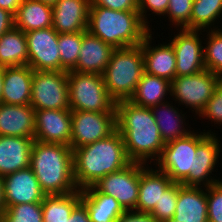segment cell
<instances>
[{
    "label": "cell",
    "mask_w": 222,
    "mask_h": 222,
    "mask_svg": "<svg viewBox=\"0 0 222 222\" xmlns=\"http://www.w3.org/2000/svg\"><path fill=\"white\" fill-rule=\"evenodd\" d=\"M81 202V190L69 194L45 195L42 201L43 222H66Z\"/></svg>",
    "instance_id": "f546056e"
},
{
    "label": "cell",
    "mask_w": 222,
    "mask_h": 222,
    "mask_svg": "<svg viewBox=\"0 0 222 222\" xmlns=\"http://www.w3.org/2000/svg\"><path fill=\"white\" fill-rule=\"evenodd\" d=\"M170 43L176 57V77L195 75L205 70L204 46L199 31L180 29Z\"/></svg>",
    "instance_id": "5bb4252c"
},
{
    "label": "cell",
    "mask_w": 222,
    "mask_h": 222,
    "mask_svg": "<svg viewBox=\"0 0 222 222\" xmlns=\"http://www.w3.org/2000/svg\"><path fill=\"white\" fill-rule=\"evenodd\" d=\"M90 6H101L115 11H138V0H91Z\"/></svg>",
    "instance_id": "ab89813d"
},
{
    "label": "cell",
    "mask_w": 222,
    "mask_h": 222,
    "mask_svg": "<svg viewBox=\"0 0 222 222\" xmlns=\"http://www.w3.org/2000/svg\"><path fill=\"white\" fill-rule=\"evenodd\" d=\"M131 162L123 137L116 130L107 138L73 149L75 184L79 190L93 186L101 178Z\"/></svg>",
    "instance_id": "7a4b0ae2"
},
{
    "label": "cell",
    "mask_w": 222,
    "mask_h": 222,
    "mask_svg": "<svg viewBox=\"0 0 222 222\" xmlns=\"http://www.w3.org/2000/svg\"><path fill=\"white\" fill-rule=\"evenodd\" d=\"M203 50L205 68L222 78V29L207 32Z\"/></svg>",
    "instance_id": "d6a6232c"
},
{
    "label": "cell",
    "mask_w": 222,
    "mask_h": 222,
    "mask_svg": "<svg viewBox=\"0 0 222 222\" xmlns=\"http://www.w3.org/2000/svg\"><path fill=\"white\" fill-rule=\"evenodd\" d=\"M183 186L179 183L174 219L179 222H208L207 187Z\"/></svg>",
    "instance_id": "603a6c76"
},
{
    "label": "cell",
    "mask_w": 222,
    "mask_h": 222,
    "mask_svg": "<svg viewBox=\"0 0 222 222\" xmlns=\"http://www.w3.org/2000/svg\"><path fill=\"white\" fill-rule=\"evenodd\" d=\"M179 183H173L163 194L150 214L158 221L164 222L173 217L176 211Z\"/></svg>",
    "instance_id": "e575fe53"
},
{
    "label": "cell",
    "mask_w": 222,
    "mask_h": 222,
    "mask_svg": "<svg viewBox=\"0 0 222 222\" xmlns=\"http://www.w3.org/2000/svg\"><path fill=\"white\" fill-rule=\"evenodd\" d=\"M115 222H158L150 213L126 210Z\"/></svg>",
    "instance_id": "60d3db41"
},
{
    "label": "cell",
    "mask_w": 222,
    "mask_h": 222,
    "mask_svg": "<svg viewBox=\"0 0 222 222\" xmlns=\"http://www.w3.org/2000/svg\"><path fill=\"white\" fill-rule=\"evenodd\" d=\"M82 32L58 34L60 71H71L79 59Z\"/></svg>",
    "instance_id": "1f68e13d"
},
{
    "label": "cell",
    "mask_w": 222,
    "mask_h": 222,
    "mask_svg": "<svg viewBox=\"0 0 222 222\" xmlns=\"http://www.w3.org/2000/svg\"><path fill=\"white\" fill-rule=\"evenodd\" d=\"M150 31L140 44L143 52L144 72L162 77L170 82L176 77V57L172 44L169 42L152 46Z\"/></svg>",
    "instance_id": "d6986e66"
},
{
    "label": "cell",
    "mask_w": 222,
    "mask_h": 222,
    "mask_svg": "<svg viewBox=\"0 0 222 222\" xmlns=\"http://www.w3.org/2000/svg\"><path fill=\"white\" fill-rule=\"evenodd\" d=\"M28 65V47L25 32L15 26L0 37V66Z\"/></svg>",
    "instance_id": "f1b7e54d"
},
{
    "label": "cell",
    "mask_w": 222,
    "mask_h": 222,
    "mask_svg": "<svg viewBox=\"0 0 222 222\" xmlns=\"http://www.w3.org/2000/svg\"><path fill=\"white\" fill-rule=\"evenodd\" d=\"M221 79L207 69L195 75L175 77L171 82L170 96H173L172 100L178 101L177 103L185 104L186 108L191 107L190 110L193 109L199 116Z\"/></svg>",
    "instance_id": "ba28073f"
},
{
    "label": "cell",
    "mask_w": 222,
    "mask_h": 222,
    "mask_svg": "<svg viewBox=\"0 0 222 222\" xmlns=\"http://www.w3.org/2000/svg\"><path fill=\"white\" fill-rule=\"evenodd\" d=\"M194 0H169L165 16L172 25L180 29L190 30V19Z\"/></svg>",
    "instance_id": "d590c367"
},
{
    "label": "cell",
    "mask_w": 222,
    "mask_h": 222,
    "mask_svg": "<svg viewBox=\"0 0 222 222\" xmlns=\"http://www.w3.org/2000/svg\"><path fill=\"white\" fill-rule=\"evenodd\" d=\"M117 131L132 162L150 164L157 161L165 146L151 108L140 107L130 100L116 102ZM152 160V161H151Z\"/></svg>",
    "instance_id": "6da1fadb"
},
{
    "label": "cell",
    "mask_w": 222,
    "mask_h": 222,
    "mask_svg": "<svg viewBox=\"0 0 222 222\" xmlns=\"http://www.w3.org/2000/svg\"><path fill=\"white\" fill-rule=\"evenodd\" d=\"M169 4V0H138V12L143 23L151 30L148 25V18L146 13L149 10L154 14H157L161 17V15H165L167 11V7Z\"/></svg>",
    "instance_id": "f35d334b"
},
{
    "label": "cell",
    "mask_w": 222,
    "mask_h": 222,
    "mask_svg": "<svg viewBox=\"0 0 222 222\" xmlns=\"http://www.w3.org/2000/svg\"><path fill=\"white\" fill-rule=\"evenodd\" d=\"M33 70L28 65L5 67L2 103H31Z\"/></svg>",
    "instance_id": "cb8c5ba5"
},
{
    "label": "cell",
    "mask_w": 222,
    "mask_h": 222,
    "mask_svg": "<svg viewBox=\"0 0 222 222\" xmlns=\"http://www.w3.org/2000/svg\"><path fill=\"white\" fill-rule=\"evenodd\" d=\"M4 72H5V67L0 66V103H2V93H3V85H4Z\"/></svg>",
    "instance_id": "bcb514c9"
},
{
    "label": "cell",
    "mask_w": 222,
    "mask_h": 222,
    "mask_svg": "<svg viewBox=\"0 0 222 222\" xmlns=\"http://www.w3.org/2000/svg\"><path fill=\"white\" fill-rule=\"evenodd\" d=\"M94 186L115 198L125 210H136L139 194V162L101 178Z\"/></svg>",
    "instance_id": "7c38bea8"
},
{
    "label": "cell",
    "mask_w": 222,
    "mask_h": 222,
    "mask_svg": "<svg viewBox=\"0 0 222 222\" xmlns=\"http://www.w3.org/2000/svg\"><path fill=\"white\" fill-rule=\"evenodd\" d=\"M0 222H43L42 202L9 206Z\"/></svg>",
    "instance_id": "836d02e7"
},
{
    "label": "cell",
    "mask_w": 222,
    "mask_h": 222,
    "mask_svg": "<svg viewBox=\"0 0 222 222\" xmlns=\"http://www.w3.org/2000/svg\"><path fill=\"white\" fill-rule=\"evenodd\" d=\"M197 149V133L165 143L160 158L155 162L173 182L181 183L193 170ZM158 163V164H157Z\"/></svg>",
    "instance_id": "9c48e42d"
},
{
    "label": "cell",
    "mask_w": 222,
    "mask_h": 222,
    "mask_svg": "<svg viewBox=\"0 0 222 222\" xmlns=\"http://www.w3.org/2000/svg\"><path fill=\"white\" fill-rule=\"evenodd\" d=\"M34 138L0 135V176L30 167Z\"/></svg>",
    "instance_id": "7402d4cb"
},
{
    "label": "cell",
    "mask_w": 222,
    "mask_h": 222,
    "mask_svg": "<svg viewBox=\"0 0 222 222\" xmlns=\"http://www.w3.org/2000/svg\"><path fill=\"white\" fill-rule=\"evenodd\" d=\"M4 192H3V177L0 176V218L5 211Z\"/></svg>",
    "instance_id": "f6af8a7d"
},
{
    "label": "cell",
    "mask_w": 222,
    "mask_h": 222,
    "mask_svg": "<svg viewBox=\"0 0 222 222\" xmlns=\"http://www.w3.org/2000/svg\"><path fill=\"white\" fill-rule=\"evenodd\" d=\"M151 111L164 143L185 137L192 132L187 127H184V125L186 126L185 114L179 112L178 108L171 105L168 101L151 107Z\"/></svg>",
    "instance_id": "4316f807"
},
{
    "label": "cell",
    "mask_w": 222,
    "mask_h": 222,
    "mask_svg": "<svg viewBox=\"0 0 222 222\" xmlns=\"http://www.w3.org/2000/svg\"><path fill=\"white\" fill-rule=\"evenodd\" d=\"M30 168L46 195L69 194L78 190L74 178L73 150L68 145L34 140Z\"/></svg>",
    "instance_id": "3957f363"
},
{
    "label": "cell",
    "mask_w": 222,
    "mask_h": 222,
    "mask_svg": "<svg viewBox=\"0 0 222 222\" xmlns=\"http://www.w3.org/2000/svg\"><path fill=\"white\" fill-rule=\"evenodd\" d=\"M164 222H179L177 219H174L173 217L169 220H166Z\"/></svg>",
    "instance_id": "c3c4849f"
},
{
    "label": "cell",
    "mask_w": 222,
    "mask_h": 222,
    "mask_svg": "<svg viewBox=\"0 0 222 222\" xmlns=\"http://www.w3.org/2000/svg\"><path fill=\"white\" fill-rule=\"evenodd\" d=\"M14 25L25 33L52 27V7L38 0H23L14 15Z\"/></svg>",
    "instance_id": "484cf974"
},
{
    "label": "cell",
    "mask_w": 222,
    "mask_h": 222,
    "mask_svg": "<svg viewBox=\"0 0 222 222\" xmlns=\"http://www.w3.org/2000/svg\"><path fill=\"white\" fill-rule=\"evenodd\" d=\"M91 222H115L126 210L112 196L101 193L94 185L81 190Z\"/></svg>",
    "instance_id": "d4e9b609"
},
{
    "label": "cell",
    "mask_w": 222,
    "mask_h": 222,
    "mask_svg": "<svg viewBox=\"0 0 222 222\" xmlns=\"http://www.w3.org/2000/svg\"><path fill=\"white\" fill-rule=\"evenodd\" d=\"M173 183L165 172L159 169L154 170L139 162V194L136 211L150 213L159 203L162 194Z\"/></svg>",
    "instance_id": "ac0fdd59"
},
{
    "label": "cell",
    "mask_w": 222,
    "mask_h": 222,
    "mask_svg": "<svg viewBox=\"0 0 222 222\" xmlns=\"http://www.w3.org/2000/svg\"><path fill=\"white\" fill-rule=\"evenodd\" d=\"M208 222H222V179L207 187Z\"/></svg>",
    "instance_id": "8d00e7d4"
},
{
    "label": "cell",
    "mask_w": 222,
    "mask_h": 222,
    "mask_svg": "<svg viewBox=\"0 0 222 222\" xmlns=\"http://www.w3.org/2000/svg\"><path fill=\"white\" fill-rule=\"evenodd\" d=\"M38 1H40V2H42V3H45L46 5H49V6L53 7L58 0H38Z\"/></svg>",
    "instance_id": "7dc6e473"
},
{
    "label": "cell",
    "mask_w": 222,
    "mask_h": 222,
    "mask_svg": "<svg viewBox=\"0 0 222 222\" xmlns=\"http://www.w3.org/2000/svg\"><path fill=\"white\" fill-rule=\"evenodd\" d=\"M216 133L211 131L197 133V149L194 158L193 170L181 182L183 186L209 187L219 181L212 177L214 167L219 162L218 157L221 151L220 140ZM220 143V144H219Z\"/></svg>",
    "instance_id": "8fae6325"
},
{
    "label": "cell",
    "mask_w": 222,
    "mask_h": 222,
    "mask_svg": "<svg viewBox=\"0 0 222 222\" xmlns=\"http://www.w3.org/2000/svg\"><path fill=\"white\" fill-rule=\"evenodd\" d=\"M199 117L214 121L215 124L222 125V79L217 84L216 90L210 100L207 102Z\"/></svg>",
    "instance_id": "74e56055"
},
{
    "label": "cell",
    "mask_w": 222,
    "mask_h": 222,
    "mask_svg": "<svg viewBox=\"0 0 222 222\" xmlns=\"http://www.w3.org/2000/svg\"><path fill=\"white\" fill-rule=\"evenodd\" d=\"M168 94H171L169 80L144 72L130 101L137 106L151 108L167 101L165 96Z\"/></svg>",
    "instance_id": "83f0119b"
},
{
    "label": "cell",
    "mask_w": 222,
    "mask_h": 222,
    "mask_svg": "<svg viewBox=\"0 0 222 222\" xmlns=\"http://www.w3.org/2000/svg\"><path fill=\"white\" fill-rule=\"evenodd\" d=\"M30 105L34 110H70L68 71L33 70Z\"/></svg>",
    "instance_id": "52a82bcc"
},
{
    "label": "cell",
    "mask_w": 222,
    "mask_h": 222,
    "mask_svg": "<svg viewBox=\"0 0 222 222\" xmlns=\"http://www.w3.org/2000/svg\"><path fill=\"white\" fill-rule=\"evenodd\" d=\"M71 130V110H35V140L71 147Z\"/></svg>",
    "instance_id": "9a60e30c"
},
{
    "label": "cell",
    "mask_w": 222,
    "mask_h": 222,
    "mask_svg": "<svg viewBox=\"0 0 222 222\" xmlns=\"http://www.w3.org/2000/svg\"><path fill=\"white\" fill-rule=\"evenodd\" d=\"M0 135L34 138V108L30 104L0 103Z\"/></svg>",
    "instance_id": "44dd1931"
},
{
    "label": "cell",
    "mask_w": 222,
    "mask_h": 222,
    "mask_svg": "<svg viewBox=\"0 0 222 222\" xmlns=\"http://www.w3.org/2000/svg\"><path fill=\"white\" fill-rule=\"evenodd\" d=\"M66 222H91L86 206L80 202Z\"/></svg>",
    "instance_id": "7bdbcfd3"
},
{
    "label": "cell",
    "mask_w": 222,
    "mask_h": 222,
    "mask_svg": "<svg viewBox=\"0 0 222 222\" xmlns=\"http://www.w3.org/2000/svg\"><path fill=\"white\" fill-rule=\"evenodd\" d=\"M5 207L22 203L42 202L46 195L33 170L28 167L3 177Z\"/></svg>",
    "instance_id": "2e32d148"
},
{
    "label": "cell",
    "mask_w": 222,
    "mask_h": 222,
    "mask_svg": "<svg viewBox=\"0 0 222 222\" xmlns=\"http://www.w3.org/2000/svg\"><path fill=\"white\" fill-rule=\"evenodd\" d=\"M14 15L0 8V37L14 27Z\"/></svg>",
    "instance_id": "b9f144b4"
},
{
    "label": "cell",
    "mask_w": 222,
    "mask_h": 222,
    "mask_svg": "<svg viewBox=\"0 0 222 222\" xmlns=\"http://www.w3.org/2000/svg\"><path fill=\"white\" fill-rule=\"evenodd\" d=\"M114 48L100 38L82 32L81 49L76 66L71 71L102 75L110 61Z\"/></svg>",
    "instance_id": "ffe728a7"
},
{
    "label": "cell",
    "mask_w": 222,
    "mask_h": 222,
    "mask_svg": "<svg viewBox=\"0 0 222 222\" xmlns=\"http://www.w3.org/2000/svg\"><path fill=\"white\" fill-rule=\"evenodd\" d=\"M70 110L116 113L103 75L68 71Z\"/></svg>",
    "instance_id": "8992f818"
},
{
    "label": "cell",
    "mask_w": 222,
    "mask_h": 222,
    "mask_svg": "<svg viewBox=\"0 0 222 222\" xmlns=\"http://www.w3.org/2000/svg\"><path fill=\"white\" fill-rule=\"evenodd\" d=\"M28 47V66L35 71H60L58 33L52 28L25 33Z\"/></svg>",
    "instance_id": "4fadbf2b"
},
{
    "label": "cell",
    "mask_w": 222,
    "mask_h": 222,
    "mask_svg": "<svg viewBox=\"0 0 222 222\" xmlns=\"http://www.w3.org/2000/svg\"><path fill=\"white\" fill-rule=\"evenodd\" d=\"M144 73L141 45L114 49L103 78L109 95L116 101L130 100Z\"/></svg>",
    "instance_id": "5b68a950"
},
{
    "label": "cell",
    "mask_w": 222,
    "mask_h": 222,
    "mask_svg": "<svg viewBox=\"0 0 222 222\" xmlns=\"http://www.w3.org/2000/svg\"><path fill=\"white\" fill-rule=\"evenodd\" d=\"M91 0H58L52 7V28L58 33L87 31Z\"/></svg>",
    "instance_id": "e0dca14e"
},
{
    "label": "cell",
    "mask_w": 222,
    "mask_h": 222,
    "mask_svg": "<svg viewBox=\"0 0 222 222\" xmlns=\"http://www.w3.org/2000/svg\"><path fill=\"white\" fill-rule=\"evenodd\" d=\"M22 1L23 0H0V8L5 9L15 15Z\"/></svg>",
    "instance_id": "ee69618b"
},
{
    "label": "cell",
    "mask_w": 222,
    "mask_h": 222,
    "mask_svg": "<svg viewBox=\"0 0 222 222\" xmlns=\"http://www.w3.org/2000/svg\"><path fill=\"white\" fill-rule=\"evenodd\" d=\"M87 31L117 49L140 45L151 30L138 11L90 6Z\"/></svg>",
    "instance_id": "277c9868"
},
{
    "label": "cell",
    "mask_w": 222,
    "mask_h": 222,
    "mask_svg": "<svg viewBox=\"0 0 222 222\" xmlns=\"http://www.w3.org/2000/svg\"><path fill=\"white\" fill-rule=\"evenodd\" d=\"M221 15L222 0H194L190 19V30L200 31L201 35L203 31L220 30L216 25L214 26V22L217 21L216 19H219ZM211 26H213V29Z\"/></svg>",
    "instance_id": "4dcf8cb0"
},
{
    "label": "cell",
    "mask_w": 222,
    "mask_h": 222,
    "mask_svg": "<svg viewBox=\"0 0 222 222\" xmlns=\"http://www.w3.org/2000/svg\"><path fill=\"white\" fill-rule=\"evenodd\" d=\"M71 148L107 138L117 130L116 113L71 111Z\"/></svg>",
    "instance_id": "30bf717a"
}]
</instances>
